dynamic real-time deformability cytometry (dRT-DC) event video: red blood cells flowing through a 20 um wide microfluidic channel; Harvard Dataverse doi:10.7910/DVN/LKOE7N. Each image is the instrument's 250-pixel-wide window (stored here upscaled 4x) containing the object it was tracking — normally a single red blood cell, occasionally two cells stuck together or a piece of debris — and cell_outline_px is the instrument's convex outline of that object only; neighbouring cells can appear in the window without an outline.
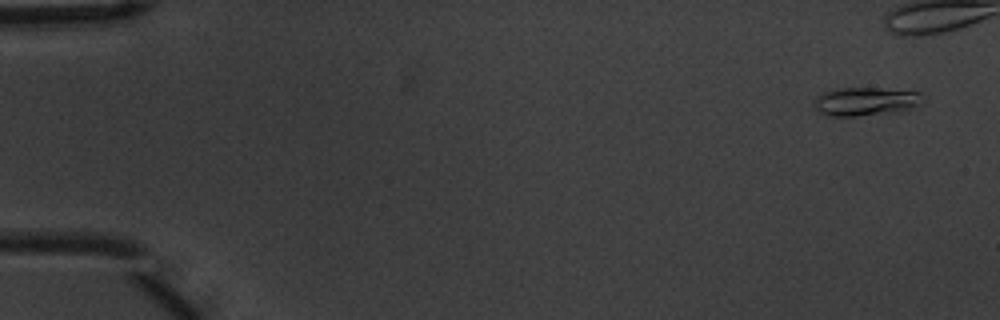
{"species": "common noctule bat (a hibernating species)", "species_latin": "Nyctalus noctula", "temperature_condition": "warm", "stored_images_in_passage": 5, "camera_frame_rate_fps": 3000, "um_per_image_px": 0.085, "animal": {"sex": "male", "body_mass_g": 20.1, "forearm_length_mm": 53.5}, "frame": {"image": 1, "passage_image": 1, "time_ms": 0.0, "image_size_px": [1000, 320], "cell_outline_px": [[924, 100], [912, 108], [900, 112], [856, 116], [828, 116], [816, 112], [812, 100], [816, 96], [824, 92], [840, 88], [880, 88], [924, 92]], "centroid_in_image_um": [73.57, 8.63], "position_along_channel_um": 11.4, "area_um2": 18.5}}